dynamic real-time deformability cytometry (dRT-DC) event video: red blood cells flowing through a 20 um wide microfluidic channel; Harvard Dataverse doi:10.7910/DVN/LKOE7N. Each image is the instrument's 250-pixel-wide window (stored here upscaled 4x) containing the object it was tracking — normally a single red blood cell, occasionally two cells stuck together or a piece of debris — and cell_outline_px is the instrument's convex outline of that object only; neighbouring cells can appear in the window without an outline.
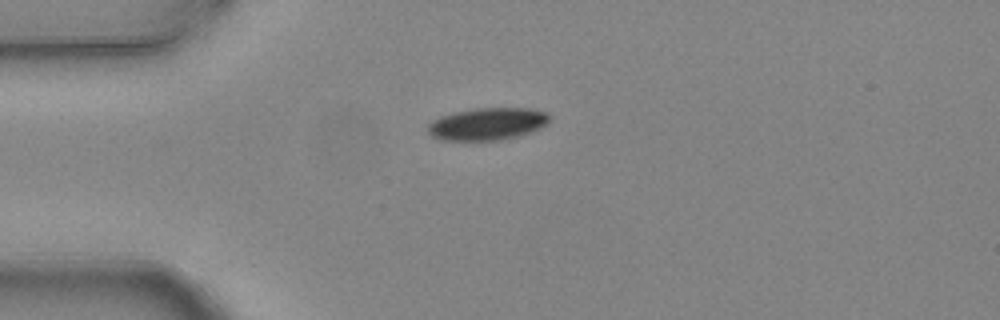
{"species": "common noctule bat (a hibernating species)", "species_latin": "Nyctalus noctula", "temperature_condition": "warm", "stored_images_in_passage": 3, "camera_frame_rate_fps": 3000, "um_per_image_px": 0.085, "animal": {"sex": "female", "body_mass_g": 24.6, "forearm_length_mm": 56.2}, "frame": {"image": 1, "passage_image": 1, "time_ms": 0.0, "image_size_px": [1000, 320], "cell_outline_px": [[548, 124], [540, 128], [520, 136], [500, 140], [440, 140], [432, 136], [428, 132], [428, 124], [440, 116], [456, 112], [476, 108], [528, 108], [548, 112]], "centroid_in_image_um": [41.44, 10.54], "position_along_channel_um": 43.6, "area_um2": 22.89}}
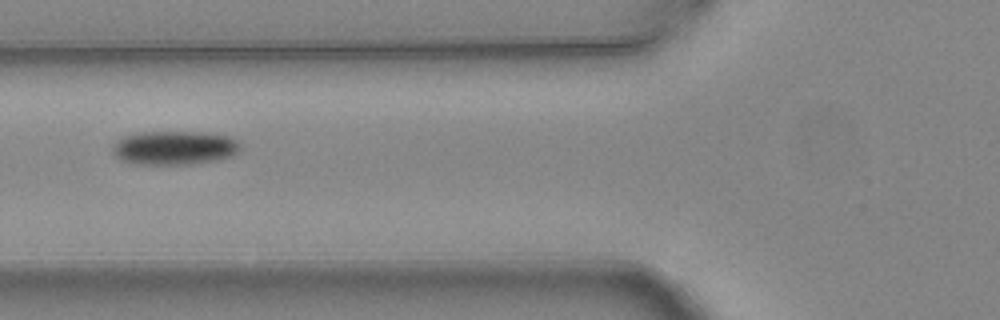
{"frame": {"image": 2, "passage_image": 3, "time_ms": 0.667, "image_size_px": [1000, 320], "cell_outline_px": [[240, 152], [232, 156], [220, 160], [192, 164], [136, 164], [120, 160], [112, 152], [112, 144], [124, 136], [140, 132], [208, 132], [228, 136], [236, 140], [240, 144]], "centroid_in_image_um": [14.85, 12.57], "position_along_channel_um": 111.0, "area_um2": 25.55}}